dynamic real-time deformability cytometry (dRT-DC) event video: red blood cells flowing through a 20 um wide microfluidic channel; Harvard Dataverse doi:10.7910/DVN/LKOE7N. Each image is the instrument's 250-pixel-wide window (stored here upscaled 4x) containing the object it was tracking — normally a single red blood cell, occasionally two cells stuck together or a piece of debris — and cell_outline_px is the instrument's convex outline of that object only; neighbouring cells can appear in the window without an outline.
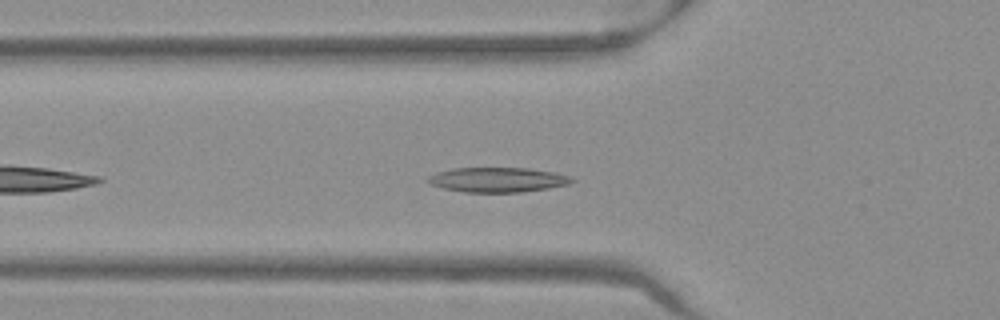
{"species": "Egyptian fruit bat (a non-hibernating species)", "species_latin": "Rousettus aegyptiacus", "temperature_condition": "warm", "stored_images_in_passage": 30, "camera_frame_rate_fps": 3000, "um_per_image_px": 0.085, "frame": {"image": 1, "passage_image": 6, "time_ms": 1.667, "image_size_px": [1000, 320], "cell_outline_px": [[576, 180], [568, 184], [548, 188], [520, 192], [464, 192], [444, 188], [428, 184], [424, 180], [428, 176], [436, 172], [452, 168], [528, 168], [552, 172], [568, 176]], "centroid_in_image_um": [42.22, 15.28], "position_along_channel_um": 83.6, "area_um2": 20.75}}
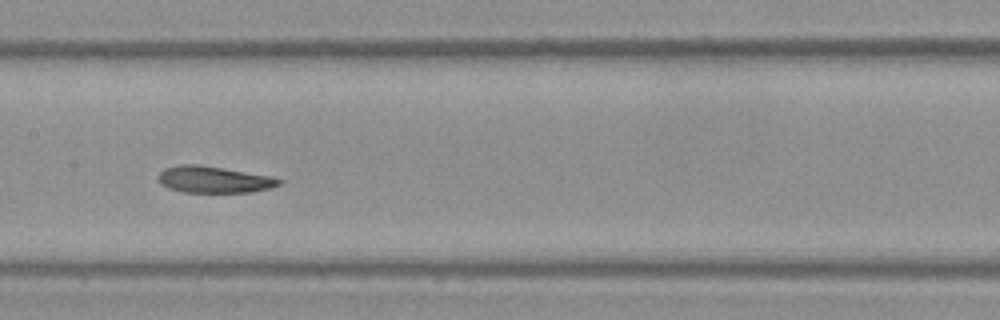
{"frame": {"image": 2, "passage_image": 14, "time_ms": 4.333, "image_size_px": [1000, 320], "cell_outline_px": [[284, 180], [280, 184], [268, 188], [252, 192], [184, 192], [168, 188], [160, 184], [156, 180], [156, 176], [164, 168], [180, 164], [200, 164], [272, 176]], "centroid_in_image_um": [18.13, 15.25], "position_along_channel_um": 189.3, "area_um2": 18.96}}
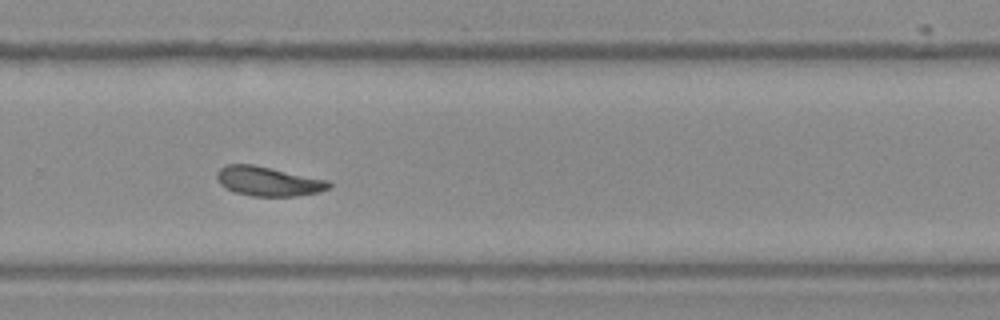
{"frame": {"image": 3, "passage_image": 23, "time_ms": 7.333, "image_size_px": [1000, 320], "cell_outline_px": [[332, 188], [320, 192], [296, 196], [252, 196], [236, 192], [220, 184], [216, 176], [216, 172], [224, 164], [252, 164], [332, 180]], "centroid_in_image_um": [22.87, 15.4], "position_along_channel_um": 306.9, "area_um2": 19.48}, "authors_computed_cell_mechanics": {"area_um2": 19.5942, "velocity_mm_per_s": 3.9295, "shape_relaxation_time_tau1_ms": 4.5822, "shape_relaxation_time_tau2_ms": 1.5199, "deformation_change_tau1": 0.148, "deformation_change_tau2": 0.0821}}